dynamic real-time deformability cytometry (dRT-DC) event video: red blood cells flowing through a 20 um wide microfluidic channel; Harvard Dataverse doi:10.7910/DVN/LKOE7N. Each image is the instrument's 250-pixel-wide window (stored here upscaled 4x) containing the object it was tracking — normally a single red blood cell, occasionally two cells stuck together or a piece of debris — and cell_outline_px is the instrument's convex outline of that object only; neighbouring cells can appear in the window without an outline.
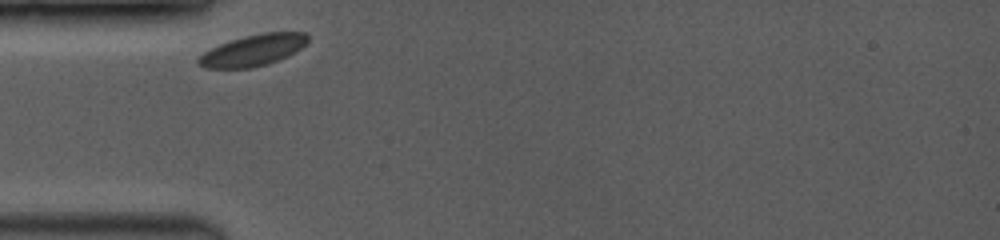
{"species": "common noctule bat (a hibernating species)", "species_latin": "Nyctalus noctula", "temperature_condition": "room temperature", "stored_images_in_passage": 33, "camera_frame_rate_fps": 3500, "um_per_image_px": 0.085, "animal": {"sex": "female", "body_mass_g": 19.0, "forearm_length_mm": 53.3}, "frame": {"image": 1, "passage_image": 1, "time_ms": 0.0, "image_size_px": [1000, 240], "cell_outline_px": [[308, 40], [296, 52], [288, 56], [268, 64], [252, 68], [204, 68], [196, 64], [196, 60], [204, 52], [220, 44], [244, 36], [264, 32], [304, 32], [308, 36]], "centroid_in_image_um": [21.5, 4.28], "position_along_channel_um": 63.5, "area_um2": 19.94}}
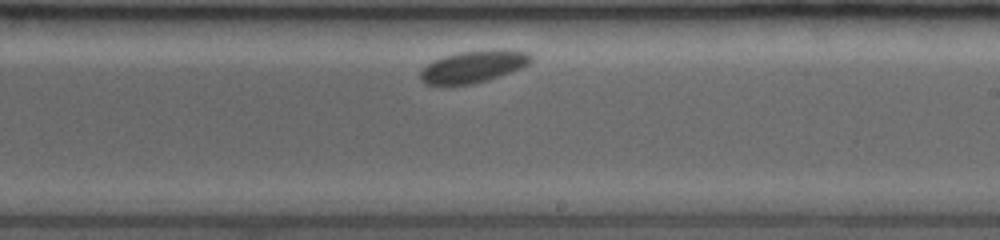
{"frame": {"image": 2, "passage_image": 19, "time_ms": 5.143, "image_size_px": [1000, 240], "cell_outline_px": [[532, 60], [528, 64], [520, 68], [488, 80], [472, 84], [424, 84], [420, 80], [420, 72], [432, 60], [444, 56], [460, 52], [492, 48], [504, 48], [532, 52]], "centroid_in_image_um": [40.29, 5.62], "position_along_channel_um": 248.7, "area_um2": 20.87}}
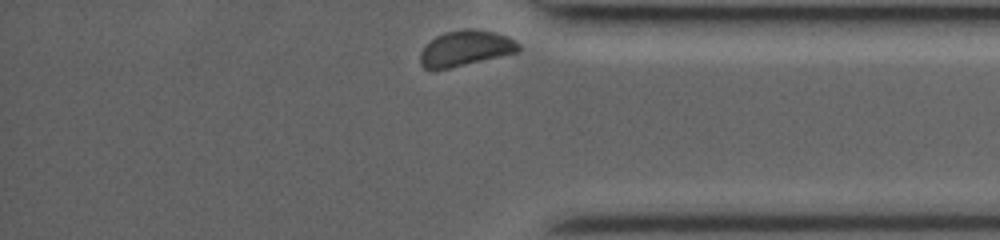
{"frame": {"image": 3, "passage_image": 33, "time_ms": 9.143, "image_size_px": [1000, 240], "cell_outline_px": [[520, 52], [448, 68], [424, 68], [420, 64], [420, 52], [436, 36], [444, 32], [464, 28], [472, 28], [496, 32], [508, 36], [520, 44]], "centroid_in_image_um": [39.62, 4.08], "position_along_channel_um": 395.6, "area_um2": 20.29}}